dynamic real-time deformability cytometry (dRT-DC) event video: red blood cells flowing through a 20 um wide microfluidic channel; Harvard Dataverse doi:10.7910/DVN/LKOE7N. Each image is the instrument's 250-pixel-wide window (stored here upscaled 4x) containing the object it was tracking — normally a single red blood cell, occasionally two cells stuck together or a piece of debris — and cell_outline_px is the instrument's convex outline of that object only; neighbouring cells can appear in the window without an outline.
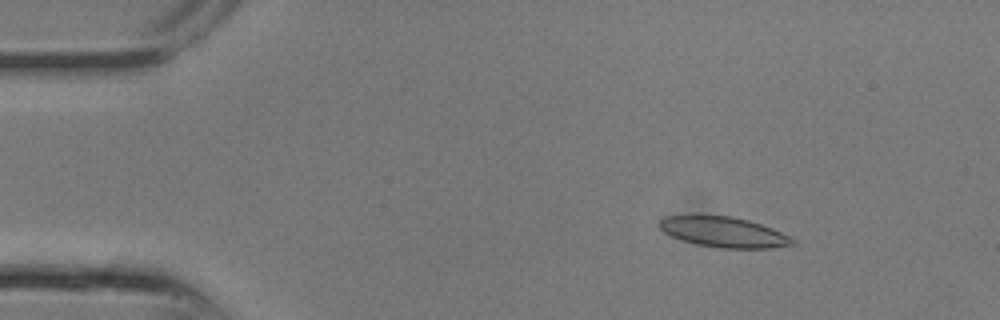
{"species": "common noctule bat (a hibernating species)", "species_latin": "Nyctalus noctula", "temperature_condition": "room temperature", "stored_images_in_passage": 25, "camera_frame_rate_fps": 3000, "um_per_image_px": 0.085, "animal": {"sex": "male", "body_mass_g": 13.3}, "frame": {"image": 1, "passage_image": 4, "time_ms": 1.0, "image_size_px": [1000, 320], "cell_outline_px": [[796, 244], [772, 248], [720, 248], [696, 244], [672, 236], [664, 232], [660, 228], [660, 220], [664, 216], [732, 216], [748, 220], [772, 228], [792, 236], [796, 240]], "centroid_in_image_um": [61.59, 19.74], "position_along_channel_um": 23.4, "area_um2": 23.41}}
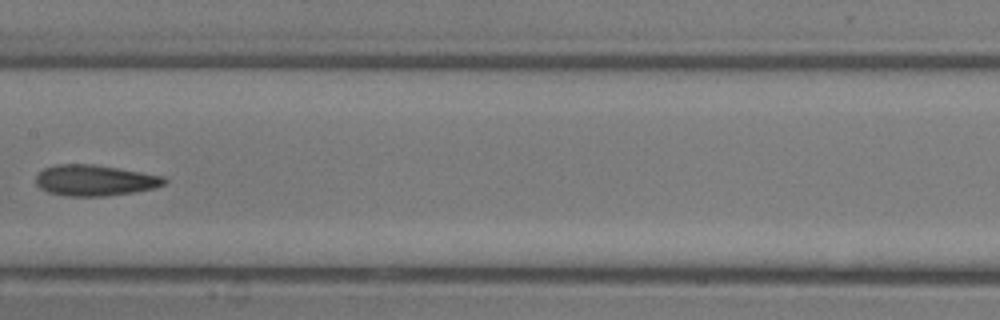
{"frame": {"image": 2, "passage_image": 13, "time_ms": 4.0, "image_size_px": [1000, 320], "cell_outline_px": [[168, 180], [164, 184], [156, 188], [132, 192], [104, 196], [64, 196], [48, 192], [40, 188], [36, 184], [36, 176], [44, 168], [56, 164], [92, 164], [164, 176]], "centroid_in_image_um": [8.05, 15.33], "position_along_channel_um": 199.4, "area_um2": 23.06}}
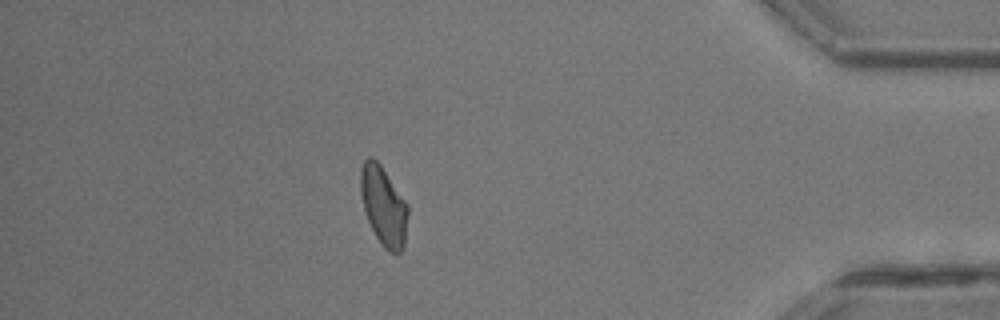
{"frame": {"image": 3, "passage_image": 22, "time_ms": 7.0, "image_size_px": [1000, 320], "cell_outline_px": [[408, 212], [404, 248], [400, 252], [392, 252], [384, 248], [380, 244], [368, 220], [364, 208], [360, 192], [360, 172], [364, 160], [368, 156], [372, 156], [380, 164], [408, 204]], "centroid_in_image_um": [32.6, 17.49], "position_along_channel_um": 402.6, "area_um2": 21.73}}